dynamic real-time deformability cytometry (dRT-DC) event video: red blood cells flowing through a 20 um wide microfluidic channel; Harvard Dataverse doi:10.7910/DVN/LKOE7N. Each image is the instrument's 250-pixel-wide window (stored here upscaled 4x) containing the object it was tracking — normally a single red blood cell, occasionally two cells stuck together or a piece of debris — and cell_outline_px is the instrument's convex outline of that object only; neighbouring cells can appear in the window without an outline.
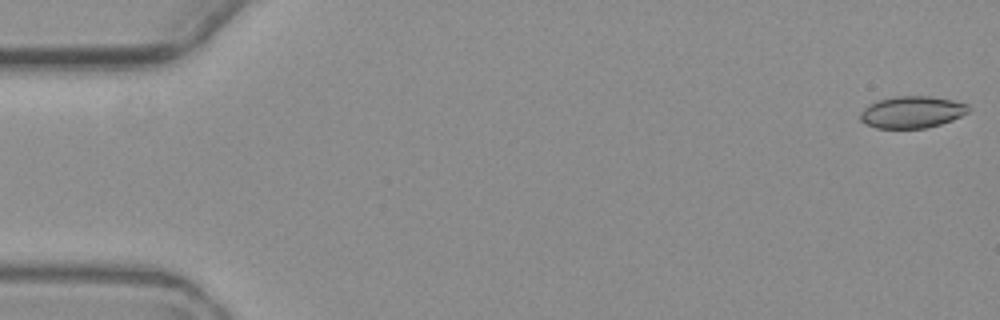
{"species": "common noctule bat (a hibernating species)", "species_latin": "Nyctalus noctula", "temperature_condition": "warm", "stored_images_in_passage": 4, "camera_frame_rate_fps": 3000, "um_per_image_px": 0.085, "animal": {"sex": "female", "body_mass_g": 19.3, "forearm_length_mm": 54.1}, "frame": {"image": 1, "passage_image": 1, "time_ms": 0.0, "image_size_px": [1000, 320], "cell_outline_px": [[972, 108], [968, 112], [952, 120], [940, 124], [924, 128], [876, 128], [864, 124], [860, 120], [860, 112], [868, 104], [876, 100], [892, 96], [932, 96], [952, 100], [968, 104]], "centroid_in_image_um": [77.49, 9.52], "position_along_channel_um": 7.5, "area_um2": 20.35}}
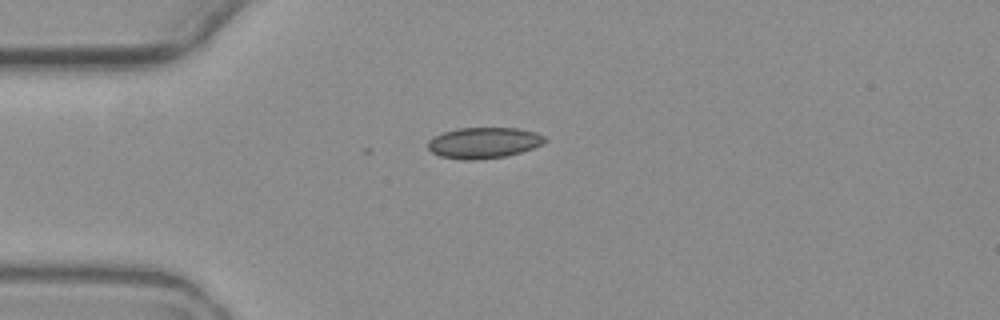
{"frame": {"image": 2, "passage_image": 4, "time_ms": 4.667, "image_size_px": [1000, 320], "cell_outline_px": [[548, 140], [532, 148], [520, 152], [504, 156], [476, 160], [464, 160], [440, 156], [432, 152], [428, 148], [428, 140], [432, 136], [456, 128], [516, 128], [536, 132], [544, 136]], "centroid_in_image_um": [41.08, 12.13], "position_along_channel_um": 43.9, "area_um2": 21.04}}